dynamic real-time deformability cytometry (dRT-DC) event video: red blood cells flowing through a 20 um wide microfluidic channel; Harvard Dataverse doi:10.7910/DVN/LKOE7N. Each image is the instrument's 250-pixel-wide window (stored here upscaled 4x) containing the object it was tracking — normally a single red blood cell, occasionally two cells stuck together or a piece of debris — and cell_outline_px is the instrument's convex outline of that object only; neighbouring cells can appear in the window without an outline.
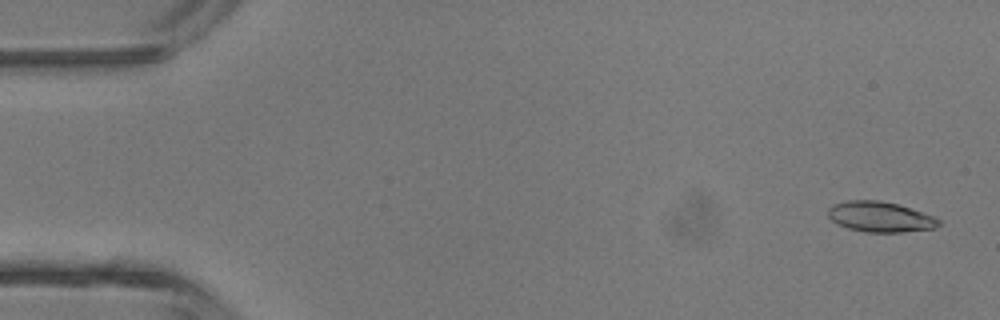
{"species": "common noctule bat (a hibernating species)", "species_latin": "Nyctalus noctula", "temperature_condition": "room temperature", "stored_images_in_passage": 4, "camera_frame_rate_fps": 3000, "um_per_image_px": 0.085, "animal": {"sex": "male", "body_mass_g": 13.3}, "frame": {"image": 1, "passage_image": 1, "time_ms": 0.0, "image_size_px": [1000, 320], "cell_outline_px": [[940, 224], [932, 228], [904, 232], [868, 232], [848, 228], [836, 224], [828, 216], [828, 208], [832, 204], [848, 200], [880, 200], [896, 204], [932, 216], [940, 220]], "centroid_in_image_um": [74.75, 18.43], "position_along_channel_um": 10.3, "area_um2": 19.36}}
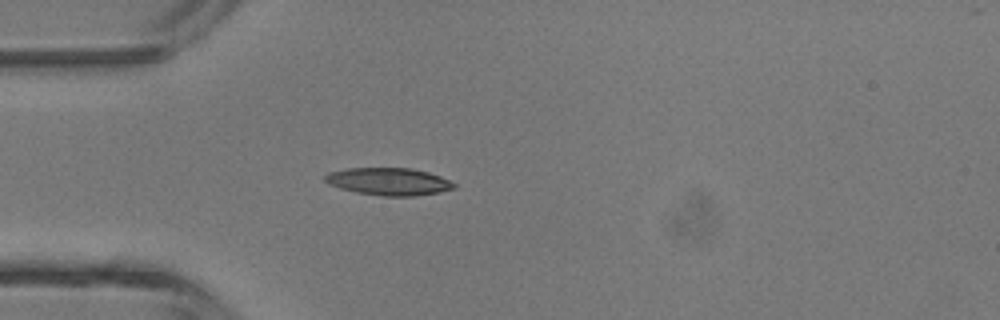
{"frame": {"image": 2, "passage_image": 4, "time_ms": 3.667, "image_size_px": [1000, 320], "cell_outline_px": [[456, 188], [440, 192], [412, 196], [384, 196], [356, 192], [340, 188], [328, 184], [324, 180], [324, 176], [328, 172], [348, 168], [412, 168], [428, 172], [440, 176], [456, 184]], "centroid_in_image_um": [33.03, 15.42], "position_along_channel_um": 52.0, "area_um2": 20.63}}